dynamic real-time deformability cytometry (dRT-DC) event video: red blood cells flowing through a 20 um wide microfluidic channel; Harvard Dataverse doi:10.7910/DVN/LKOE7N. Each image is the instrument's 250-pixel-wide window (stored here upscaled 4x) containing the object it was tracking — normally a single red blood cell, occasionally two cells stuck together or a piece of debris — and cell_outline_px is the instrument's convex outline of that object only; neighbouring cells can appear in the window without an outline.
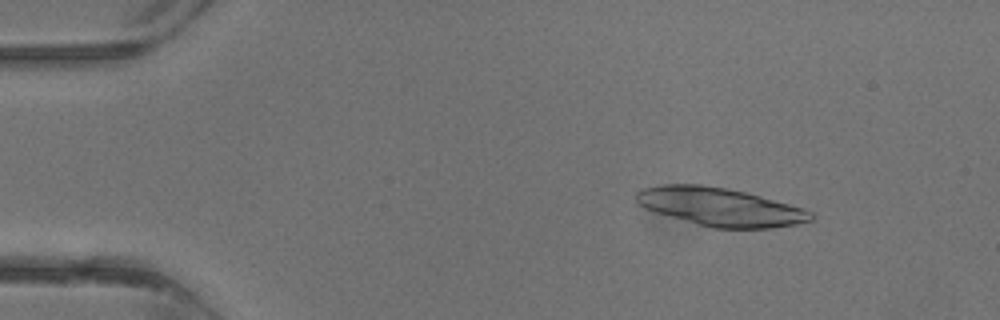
{"species": "common noctule bat (a hibernating species)", "species_latin": "Nyctalus noctula", "temperature_condition": "warm", "stored_images_in_passage": 33, "segment_of_instrument_passage": [1, 2], "camera_frame_rate_fps": 3000, "um_per_image_px": 0.085, "animal": {"sex": "male", "body_mass_g": 13.3}, "frame": {"image": 1, "passage_image": 1, "time_ms": 0.0, "image_size_px": [1000, 320], "cell_outline_px": [[816, 216], [812, 220], [796, 224], [772, 228], [712, 228], [656, 212], [644, 208], [636, 200], [636, 192], [644, 188], [664, 184], [700, 184], [724, 188], [744, 192], [760, 196], [804, 208], [812, 212]], "centroid_in_image_um": [61.24, 17.59], "position_along_channel_um": 23.8, "area_um2": 38.61}}